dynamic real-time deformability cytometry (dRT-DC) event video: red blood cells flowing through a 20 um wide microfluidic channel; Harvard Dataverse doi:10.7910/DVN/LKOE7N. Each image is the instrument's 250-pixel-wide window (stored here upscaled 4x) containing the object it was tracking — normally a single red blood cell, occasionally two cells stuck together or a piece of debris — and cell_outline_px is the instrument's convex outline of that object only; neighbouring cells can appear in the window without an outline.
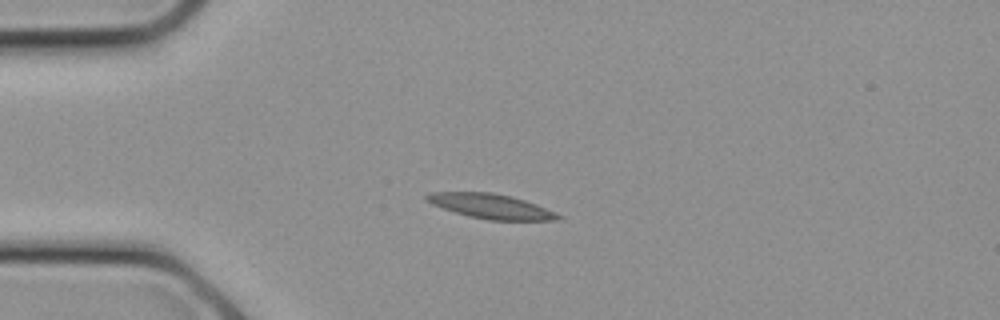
{"species": "common noctule bat (a hibernating species)", "species_latin": "Nyctalus noctula", "temperature_condition": "cold", "stored_images_in_passage": 20, "camera_frame_rate_fps": 3000, "um_per_image_px": 0.085, "animal": {"sex": "female", "body_mass_g": 21.9}, "frame": {"image": 1, "passage_image": 1, "time_ms": 0.0, "image_size_px": [1000, 320], "cell_outline_px": [[564, 216], [560, 220], [488, 220], [468, 216], [432, 204], [424, 196], [432, 192], [492, 192], [512, 196], [536, 204], [556, 212]], "centroid_in_image_um": [41.79, 17.53], "position_along_channel_um": 43.2, "area_um2": 18.84}}
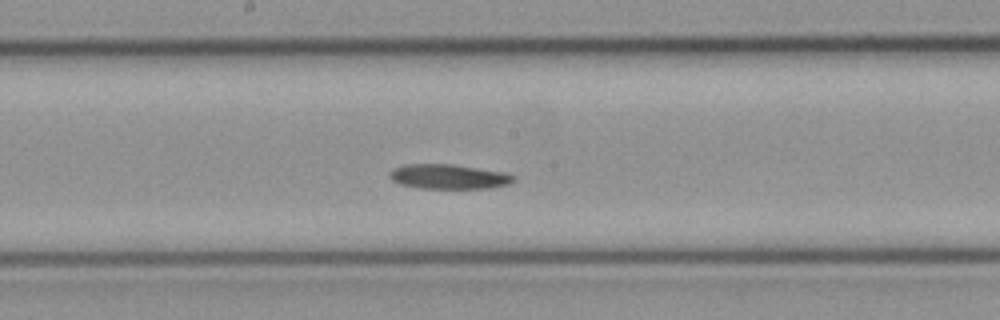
{"frame": {"image": 2, "passage_image": 8, "time_ms": 2.333, "image_size_px": [1000, 320], "cell_outline_px": [[516, 180], [508, 184], [488, 188], [420, 188], [400, 184], [392, 180], [388, 176], [388, 172], [392, 168], [404, 164], [452, 164], [504, 172], [516, 176]], "centroid_in_image_um": [38.1, 15.0], "position_along_channel_um": 210.1, "area_um2": 17.92}}
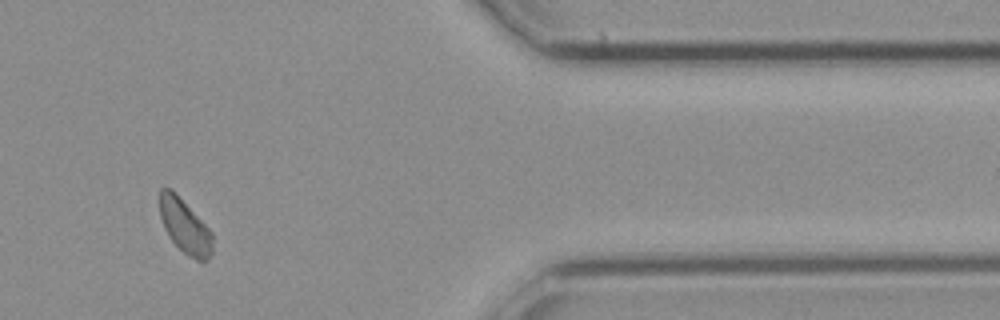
{"frame": {"image": 3, "passage_image": 16, "time_ms": 5.0, "image_size_px": [1000, 320], "cell_outline_px": [[212, 252], [208, 260], [196, 260], [188, 256], [168, 236], [164, 228], [160, 216], [160, 188], [172, 188], [212, 232]], "centroid_in_image_um": [15.71, 19.22], "position_along_channel_um": 395.7, "area_um2": 16.53}}